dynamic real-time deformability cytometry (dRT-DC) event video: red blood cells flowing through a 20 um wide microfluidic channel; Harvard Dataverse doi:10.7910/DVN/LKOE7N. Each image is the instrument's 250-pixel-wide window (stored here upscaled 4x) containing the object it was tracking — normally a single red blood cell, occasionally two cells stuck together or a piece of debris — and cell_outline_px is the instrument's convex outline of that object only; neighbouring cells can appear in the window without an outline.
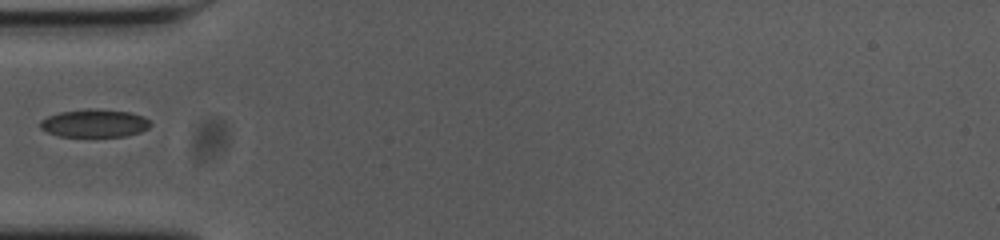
{"species": "common noctule bat (a hibernating species)", "species_latin": "Nyctalus noctula", "temperature_condition": "cold", "stored_images_in_passage": 4, "camera_frame_rate_fps": 3000, "um_per_image_px": 0.085, "animal": {"sex": "female", "body_mass_g": 23.0, "forearm_length_mm": 53.4}, "frame": {"image": 1, "passage_image": 1, "time_ms": 0.0, "image_size_px": [1000, 240], "cell_outline_px": [[152, 124], [148, 128], [140, 132], [124, 136], [60, 136], [48, 132], [40, 128], [40, 120], [48, 116], [60, 112], [88, 108], [128, 112], [144, 116]], "centroid_in_image_um": [8.03, 10.47], "position_along_channel_um": 77.0, "area_um2": 17.8}}
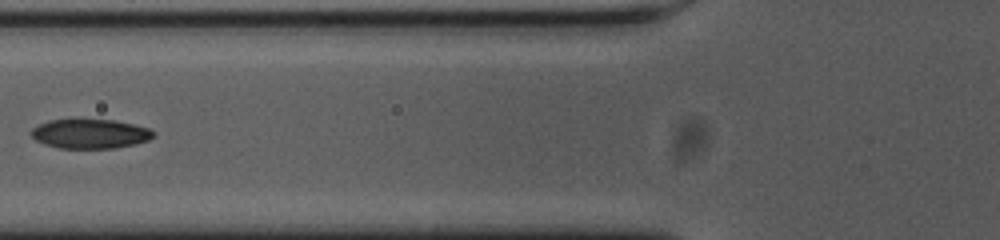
{"frame": {"image": 2, "passage_image": 2, "time_ms": 0.333, "image_size_px": [1000, 240], "cell_outline_px": [[156, 136], [148, 140], [136, 144], [112, 148], [60, 148], [44, 144], [36, 140], [28, 132], [36, 124], [48, 120], [72, 116], [76, 116], [116, 120], [148, 128], [156, 132]], "centroid_in_image_um": [7.6, 11.31], "position_along_channel_um": 118.2, "area_um2": 22.08}}